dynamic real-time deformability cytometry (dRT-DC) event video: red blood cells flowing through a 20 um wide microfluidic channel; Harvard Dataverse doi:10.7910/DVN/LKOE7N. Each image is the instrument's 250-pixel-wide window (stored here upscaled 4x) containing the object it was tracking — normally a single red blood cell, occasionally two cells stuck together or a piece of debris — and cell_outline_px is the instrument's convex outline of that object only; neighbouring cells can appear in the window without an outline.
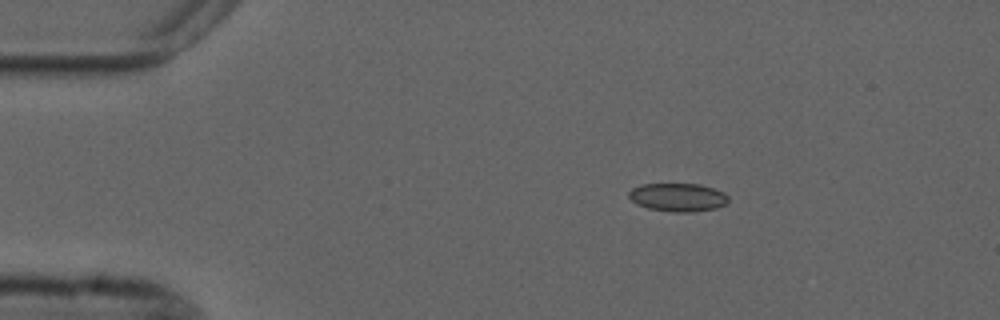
{"species": "common noctule bat (a hibernating species)", "species_latin": "Nyctalus noctula", "temperature_condition": "cold", "stored_images_in_passage": 3, "camera_frame_rate_fps": 3000, "um_per_image_px": 0.085, "animal": {"sex": "male", "forearm_length_mm": 52.5}, "frame": {"image": 1, "passage_image": 1, "time_ms": 0.0, "image_size_px": [1000, 320], "cell_outline_px": [[728, 200], [724, 204], [716, 208], [692, 212], [672, 212], [648, 208], [636, 204], [628, 196], [628, 192], [632, 188], [640, 184], [700, 184], [724, 192], [728, 196]], "centroid_in_image_um": [57.59, 16.77], "position_along_channel_um": 27.4, "area_um2": 16.42}}
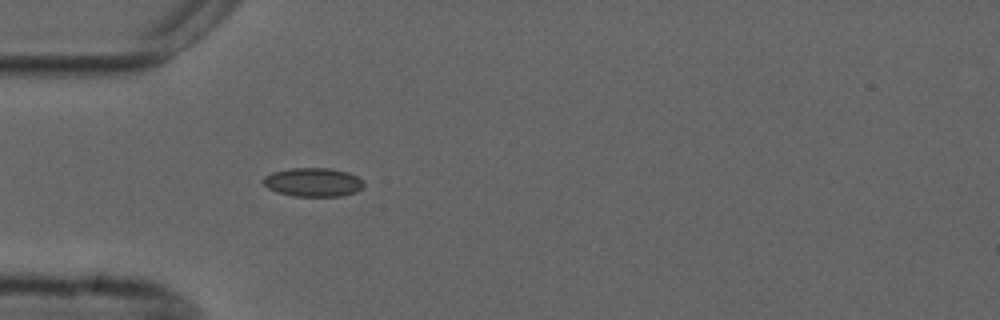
{"frame": {"image": 2, "passage_image": 3, "time_ms": 2.333, "image_size_px": [1000, 320], "cell_outline_px": [[364, 184], [356, 192], [340, 196], [292, 196], [276, 192], [268, 188], [260, 180], [264, 176], [272, 172], [292, 168], [332, 168], [348, 172], [364, 180]], "centroid_in_image_um": [26.59, 15.48], "position_along_channel_um": 58.4, "area_um2": 16.99}}